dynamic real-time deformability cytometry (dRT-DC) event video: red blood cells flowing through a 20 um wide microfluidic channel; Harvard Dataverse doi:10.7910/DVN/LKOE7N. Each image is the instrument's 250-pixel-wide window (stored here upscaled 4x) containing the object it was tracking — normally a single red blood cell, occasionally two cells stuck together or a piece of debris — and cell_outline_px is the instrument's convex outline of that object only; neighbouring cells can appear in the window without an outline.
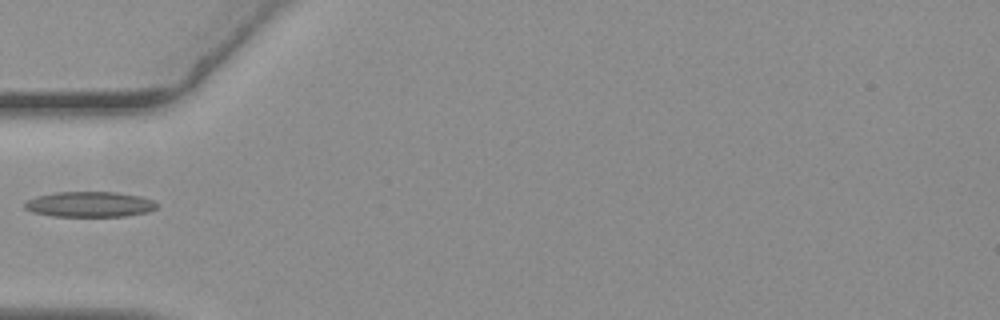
{"species": "common noctule bat (a hibernating species)", "species_latin": "Nyctalus noctula", "temperature_condition": "warm", "stored_images_in_passage": 23, "camera_frame_rate_fps": 3000, "um_per_image_px": 0.085, "animal": {"sex": "female", "body_mass_g": 19.3, "forearm_length_mm": 54.1}, "frame": {"image": 1, "passage_image": 1, "time_ms": 0.0, "image_size_px": [1000, 320], "cell_outline_px": [[156, 208], [148, 212], [124, 216], [52, 216], [32, 212], [24, 208], [24, 204], [28, 200], [36, 196], [56, 192], [116, 192], [140, 196], [152, 200], [156, 204]], "centroid_in_image_um": [7.6, 17.36], "position_along_channel_um": 77.4, "area_um2": 19.48}}
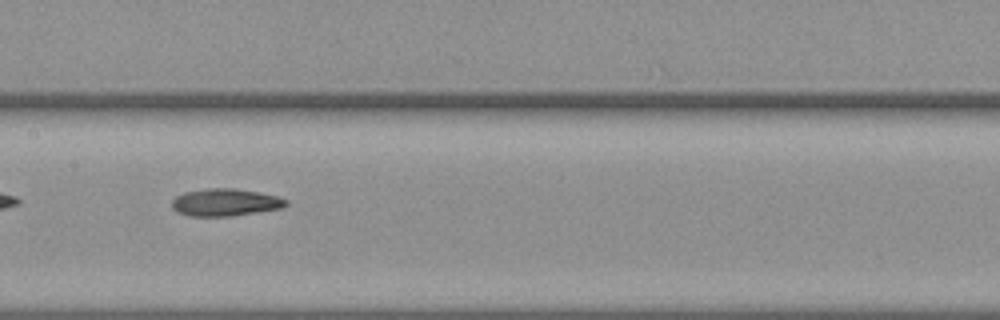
{"frame": {"image": 2, "passage_image": 10, "time_ms": 3.0, "image_size_px": [1000, 320], "cell_outline_px": [[288, 204], [284, 208], [228, 216], [188, 216], [176, 212], [172, 208], [172, 200], [176, 196], [184, 192], [208, 188], [236, 188], [260, 192], [276, 196], [288, 200]], "centroid_in_image_um": [19.14, 17.2], "position_along_channel_um": 188.3, "area_um2": 18.32}}
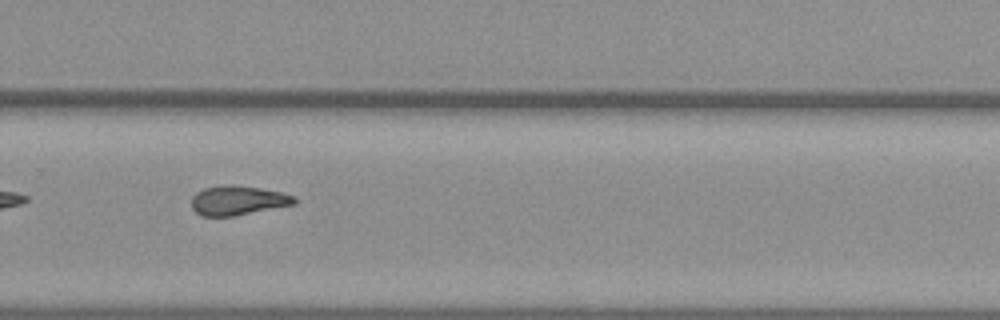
{"frame": {"image": 3, "passage_image": 20, "time_ms": 6.333, "image_size_px": [1000, 320], "cell_outline_px": [[296, 204], [232, 216], [204, 216], [196, 212], [192, 208], [192, 196], [196, 192], [204, 188], [224, 184], [232, 184], [260, 188], [284, 192], [296, 196]], "centroid_in_image_um": [20.24, 17.02], "position_along_channel_um": 309.6, "area_um2": 17.74}}